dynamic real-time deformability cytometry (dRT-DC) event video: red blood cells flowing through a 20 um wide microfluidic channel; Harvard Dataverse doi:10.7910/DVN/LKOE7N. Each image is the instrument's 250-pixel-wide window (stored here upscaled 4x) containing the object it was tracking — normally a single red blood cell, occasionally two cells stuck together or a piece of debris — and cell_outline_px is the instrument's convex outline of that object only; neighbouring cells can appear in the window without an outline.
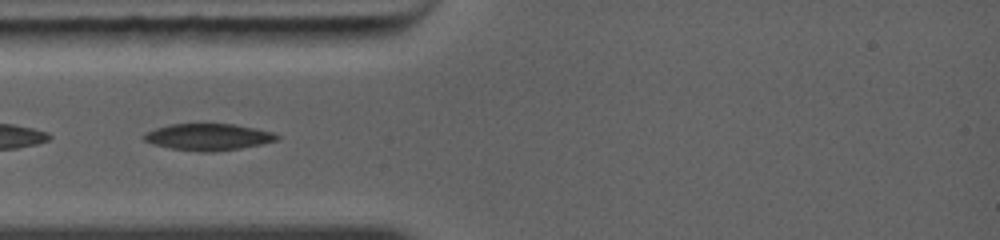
{"species": "common noctule bat (a hibernating species)", "species_latin": "Nyctalus noctula", "temperature_condition": "warm", "stored_images_in_passage": 5, "camera_frame_rate_fps": 5000, "um_per_image_px": 0.085, "animal": {"sex": "female", "body_mass_g": 19.0, "forearm_length_mm": 56.7}, "frame": {"image": 1, "passage_image": 1, "time_ms": 0.0, "image_size_px": [1000, 240], "cell_outline_px": [[280, 136], [276, 140], [260, 144], [240, 148], [212, 152], [200, 152], [172, 148], [152, 144], [144, 140], [140, 136], [156, 128], [172, 124], [232, 124], [272, 132]], "centroid_in_image_um": [17.66, 11.65], "position_along_channel_um": 67.3, "area_um2": 20.35}}
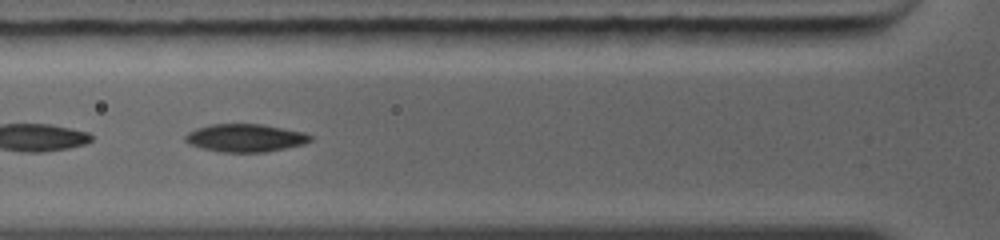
{"frame": {"image": 2, "passage_image": 2, "time_ms": 0.8, "image_size_px": [1000, 240], "cell_outline_px": [[312, 140], [304, 144], [264, 152], [220, 152], [204, 148], [192, 144], [184, 140], [184, 136], [188, 132], [196, 128], [212, 124], [260, 124], [304, 132], [312, 136]], "centroid_in_image_um": [20.86, 11.72], "position_along_channel_um": 104.9, "area_um2": 20.11}}